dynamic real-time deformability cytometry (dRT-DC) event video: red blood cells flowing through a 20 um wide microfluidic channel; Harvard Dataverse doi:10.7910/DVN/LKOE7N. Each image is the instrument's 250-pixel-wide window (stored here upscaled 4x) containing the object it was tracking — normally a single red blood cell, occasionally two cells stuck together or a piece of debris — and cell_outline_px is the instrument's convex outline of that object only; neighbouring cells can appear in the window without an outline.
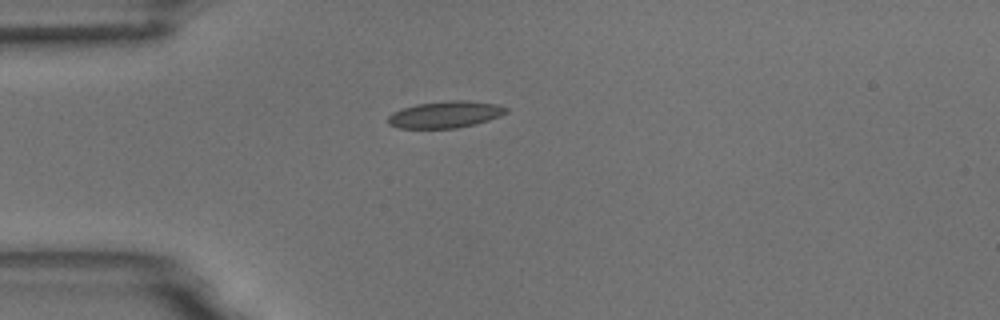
{"species": "common noctule bat (a hibernating species)", "species_latin": "Nyctalus noctula", "temperature_condition": "room temperature", "stored_images_in_passage": 5, "camera_frame_rate_fps": 3000, "um_per_image_px": 0.085, "animal": {"sex": "male", "body_mass_g": 18.8}, "frame": {"image": 1, "passage_image": 5, "time_ms": 5.667, "image_size_px": [1000, 320], "cell_outline_px": [[508, 112], [500, 116], [476, 124], [456, 128], [400, 128], [388, 124], [388, 116], [392, 112], [416, 104], [448, 100], [464, 100], [496, 104], [508, 108]], "centroid_in_image_um": [37.85, 9.73], "position_along_channel_um": 47.1, "area_um2": 18.38}}